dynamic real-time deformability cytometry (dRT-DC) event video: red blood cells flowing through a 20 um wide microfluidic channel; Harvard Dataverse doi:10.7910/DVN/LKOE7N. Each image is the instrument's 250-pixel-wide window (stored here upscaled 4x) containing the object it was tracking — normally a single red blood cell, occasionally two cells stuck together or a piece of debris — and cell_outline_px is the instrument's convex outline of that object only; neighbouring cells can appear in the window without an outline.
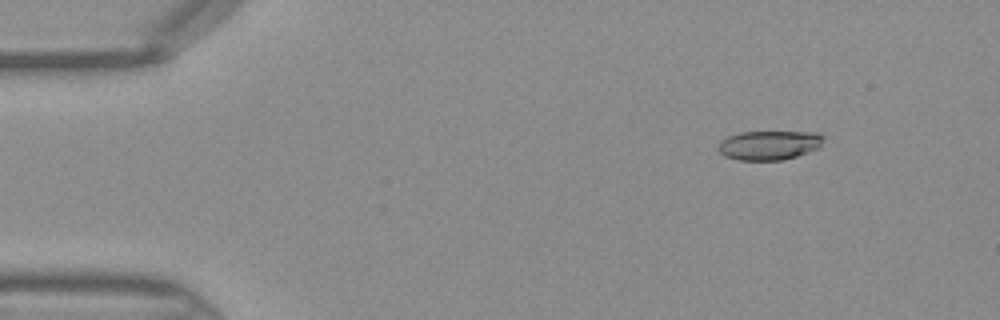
{"species": "Egyptian fruit bat (a non-hibernating species)", "species_latin": "Rousettus aegyptiacus", "temperature_condition": "warm", "stored_images_in_passage": 41, "camera_frame_rate_fps": 3000, "um_per_image_px": 0.085, "frame": {"image": 1, "passage_image": 1, "time_ms": 0.0, "image_size_px": [1000, 320], "cell_outline_px": [[824, 136], [820, 148], [784, 160], [740, 160], [724, 156], [716, 148], [720, 140], [728, 136], [740, 132], [816, 132]], "centroid_in_image_um": [65.36, 12.34], "position_along_channel_um": 19.6, "area_um2": 18.09}}
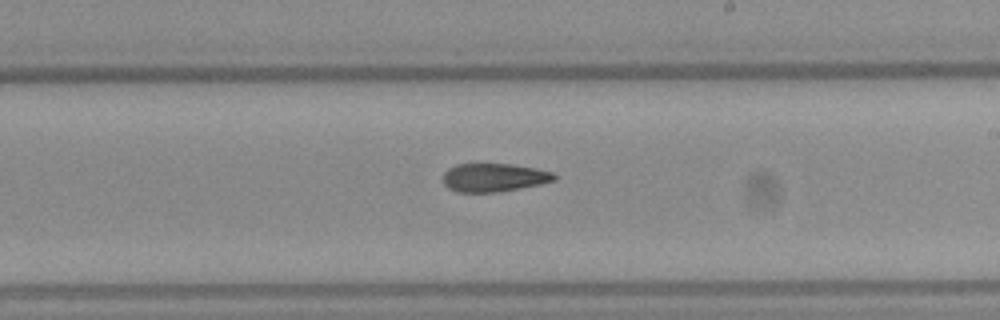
{"frame": {"image": 2, "passage_image": 22, "time_ms": 7.0, "image_size_px": [1000, 320], "cell_outline_px": [[556, 180], [540, 184], [520, 188], [496, 192], [456, 192], [448, 188], [444, 184], [444, 172], [448, 168], [456, 164], [512, 164], [536, 168], [552, 172], [556, 176]], "centroid_in_image_um": [41.98, 15.09], "position_along_channel_um": 247.0, "area_um2": 18.38}}
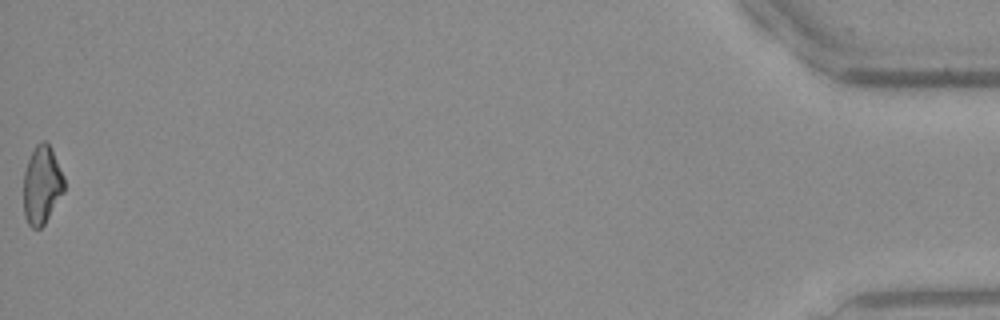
{"frame": {"image": 3, "passage_image": 41, "time_ms": 13.333, "image_size_px": [1000, 320], "cell_outline_px": [[64, 192], [44, 224], [40, 228], [32, 228], [28, 224], [24, 216], [24, 172], [28, 160], [36, 144], [40, 140], [44, 140], [48, 144], [64, 176]], "centroid_in_image_um": [3.55, 15.74], "position_along_channel_um": 431.7, "area_um2": 18.32}}